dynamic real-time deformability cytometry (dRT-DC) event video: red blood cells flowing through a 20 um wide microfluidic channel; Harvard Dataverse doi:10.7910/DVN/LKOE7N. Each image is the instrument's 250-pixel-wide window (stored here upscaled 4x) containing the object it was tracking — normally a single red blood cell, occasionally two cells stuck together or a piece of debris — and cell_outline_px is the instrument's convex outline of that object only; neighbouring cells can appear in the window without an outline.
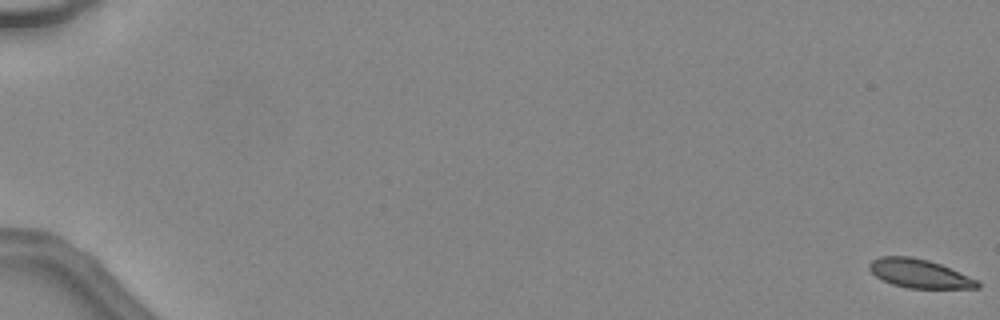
{"species": "common noctule bat (a hibernating species)", "species_latin": "Nyctalus noctula", "temperature_condition": "warm", "stored_images_in_passage": 49, "camera_frame_rate_fps": 3000, "um_per_image_px": 0.085, "animal": {"sex": "female", "body_mass_g": 24.6, "forearm_length_mm": 56.2}, "frame": {"image": 1, "passage_image": 1, "time_ms": 0.0, "image_size_px": [1000, 320], "cell_outline_px": [[980, 288], [908, 288], [892, 284], [876, 276], [868, 268], [868, 264], [872, 260], [880, 256], [912, 256], [928, 260], [940, 264], [980, 280]], "centroid_in_image_um": [78.17, 23.24], "position_along_channel_um": 6.8, "area_um2": 18.15}}
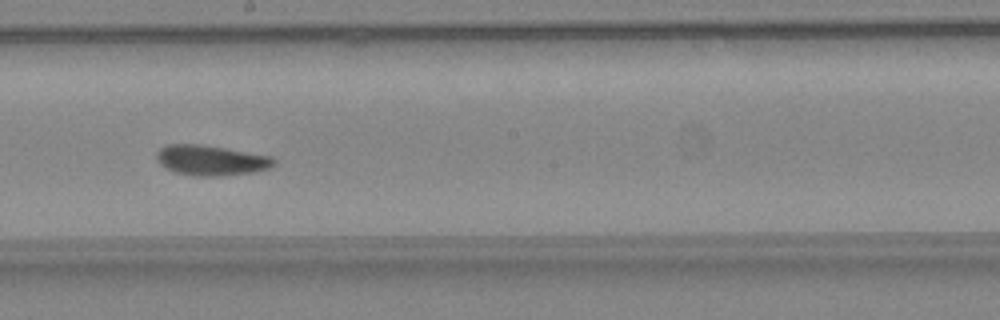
{"frame": {"image": 2, "passage_image": 30, "time_ms": 9.667, "image_size_px": [1000, 320], "cell_outline_px": [[276, 164], [272, 168], [256, 172], [220, 176], [196, 176], [176, 172], [160, 164], [156, 160], [156, 152], [160, 148], [168, 144], [200, 144], [272, 156], [276, 160]], "centroid_in_image_um": [17.98, 13.63], "position_along_channel_um": 230.2, "area_um2": 20.81}}
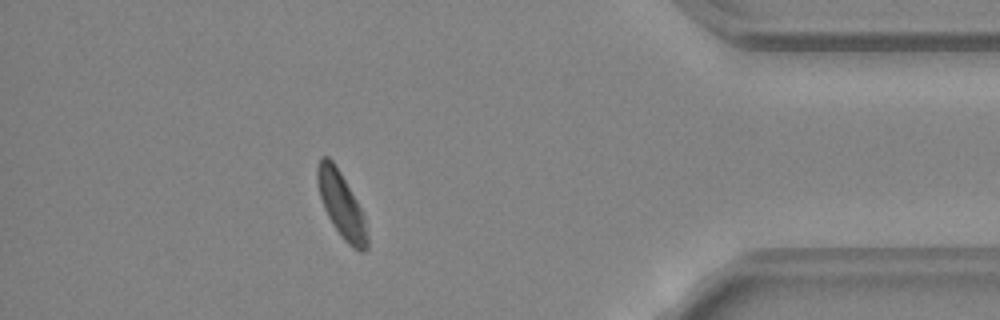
{"frame": {"image": 3, "passage_image": 44, "time_ms": 14.333, "image_size_px": [1000, 320], "cell_outline_px": [[368, 248], [364, 252], [360, 252], [352, 248], [340, 236], [332, 224], [324, 208], [320, 196], [316, 180], [316, 168], [320, 156], [328, 156], [332, 160], [340, 172], [356, 200], [364, 216], [368, 236]], "centroid_in_image_um": [29.01, 17.43], "position_along_channel_um": 406.2, "area_um2": 19.07}, "authors_computed_cell_mechanics": {"area_um2": 19.4786, "velocity_mm_per_s": 4.5088, "shape_relaxation_time_tau1_ms": 3.2751, "shape_relaxation_time_tau2_ms": 1.9601, "deformation_change_tau1": 0.1184, "deformation_change_tau2": 0.0685}}